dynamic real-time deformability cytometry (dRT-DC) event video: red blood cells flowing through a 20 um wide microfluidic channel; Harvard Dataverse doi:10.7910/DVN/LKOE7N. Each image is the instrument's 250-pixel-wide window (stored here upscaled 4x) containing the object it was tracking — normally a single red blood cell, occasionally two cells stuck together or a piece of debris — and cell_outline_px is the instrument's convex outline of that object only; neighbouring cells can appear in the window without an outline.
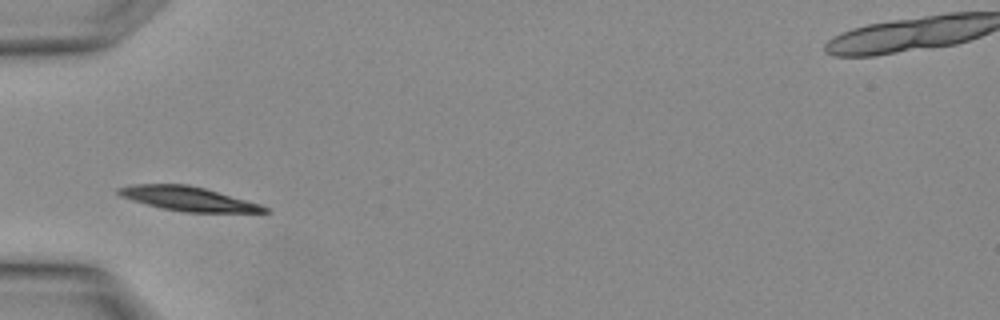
{"species": "Egyptian fruit bat (a non-hibernating species)", "species_latin": "Rousettus aegyptiacus", "temperature_condition": "warm", "stored_images_in_passage": 1, "camera_frame_rate_fps": 3000, "um_per_image_px": 0.085, "animal": {"sex": "female"}, "frame": {"image": 1, "passage_image": 1, "time_ms": 0.0, "image_size_px": [1000, 320], "cell_outline_px": [[272, 212], [184, 212], [160, 208], [120, 196], [116, 192], [116, 188], [132, 184], [188, 184], [204, 188], [260, 204], [268, 208]], "centroid_in_image_um": [15.95, 16.89], "position_along_channel_um": 69.0, "area_um2": 20.46}}